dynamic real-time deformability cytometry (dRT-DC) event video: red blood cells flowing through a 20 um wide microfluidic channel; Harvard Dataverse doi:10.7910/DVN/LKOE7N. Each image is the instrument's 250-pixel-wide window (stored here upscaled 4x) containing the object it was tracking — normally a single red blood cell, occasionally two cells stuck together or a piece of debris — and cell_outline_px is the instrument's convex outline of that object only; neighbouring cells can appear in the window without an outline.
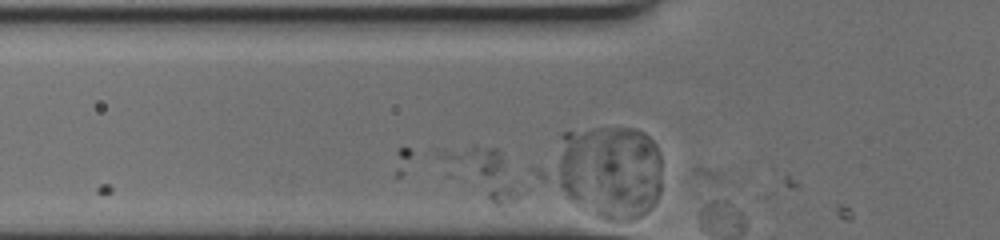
{"species": "human", "species_latin": "Homo sapiens", "temperature_condition": "cold", "stored_images_in_passage": 3, "camera_frame_rate_fps": 3000, "um_per_image_px": 0.085, "donor": {"sex": "female"}, "frame": {"image": 1, "passage_image": 2, "time_ms": 0.333, "image_size_px": [1000, 240], "cell_outline_px": [[516, 192], [512, 200], [504, 212], [448, 176], [436, 152], [444, 148], [472, 144], [496, 148], [500, 156]], "centroid_in_image_um": [40.76, 14.67], "position_along_channel_um": 85.0, "area_um2": 22.25}}